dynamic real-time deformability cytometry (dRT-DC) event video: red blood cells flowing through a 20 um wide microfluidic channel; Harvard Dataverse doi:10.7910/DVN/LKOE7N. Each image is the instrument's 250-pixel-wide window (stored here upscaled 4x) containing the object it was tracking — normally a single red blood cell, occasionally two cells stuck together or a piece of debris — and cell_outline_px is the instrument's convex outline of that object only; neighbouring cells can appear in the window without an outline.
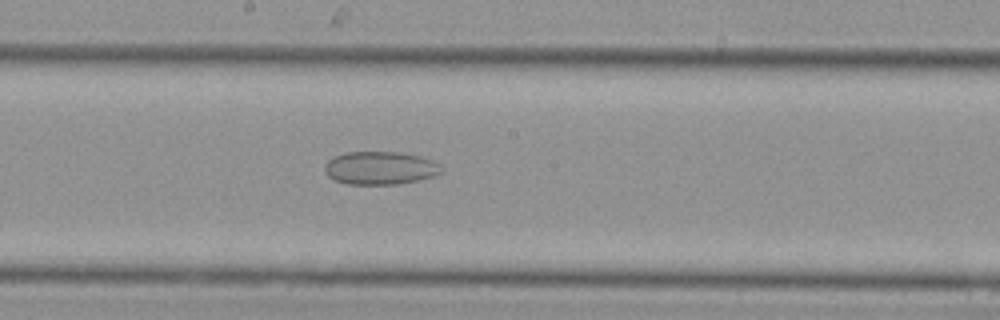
{"species": "Egyptian fruit bat (a non-hibernating species)", "species_latin": "Rousettus aegyptiacus", "temperature_condition": "cold", "stored_images_in_passage": 22, "camera_frame_rate_fps": 3000, "um_per_image_px": 0.085, "animal": {"sex": "female"}, "frame": {"image": 1, "passage_image": 16, "time_ms": 5.0, "image_size_px": [1000, 320], "cell_outline_px": [[444, 172], [436, 176], [420, 180], [396, 184], [348, 184], [336, 180], [328, 176], [324, 172], [324, 164], [332, 156], [344, 152], [400, 152], [420, 156], [432, 160], [440, 164]], "centroid_in_image_um": [32.33, 14.27], "position_along_channel_um": 215.9, "area_um2": 22.83}}
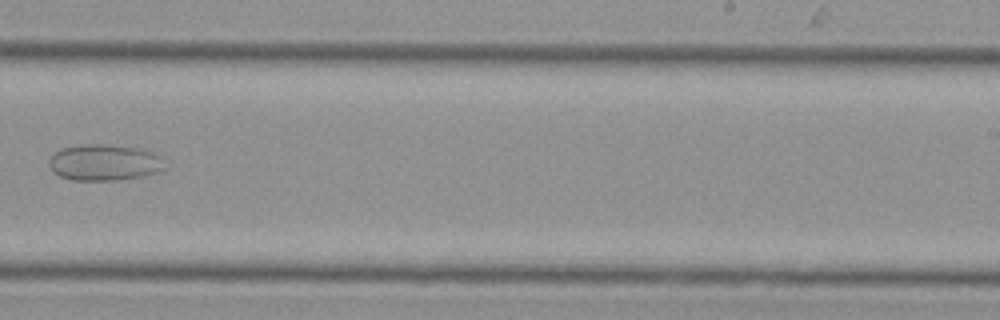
{"frame": {"image": 2, "passage_image": 19, "time_ms": 6.0, "image_size_px": [1000, 320], "cell_outline_px": [[168, 168], [160, 172], [144, 176], [120, 180], [72, 180], [60, 176], [52, 172], [48, 164], [48, 160], [56, 152], [64, 148], [84, 144], [100, 144], [144, 148], [160, 156]], "centroid_in_image_um": [8.92, 13.82], "position_along_channel_um": 280.1, "area_um2": 24.8}}